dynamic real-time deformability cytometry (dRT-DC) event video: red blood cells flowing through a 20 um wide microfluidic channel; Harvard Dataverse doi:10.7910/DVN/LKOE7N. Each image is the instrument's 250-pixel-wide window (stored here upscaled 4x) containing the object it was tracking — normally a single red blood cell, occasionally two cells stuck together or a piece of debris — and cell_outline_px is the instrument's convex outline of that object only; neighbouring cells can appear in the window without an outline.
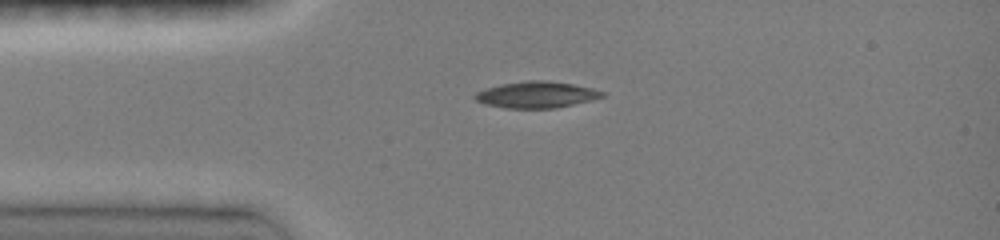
{"species": "common noctule bat (a hibernating species)", "species_latin": "Nyctalus noctula", "temperature_condition": "room temperature", "stored_images_in_passage": 31, "camera_frame_rate_fps": 3000, "um_per_image_px": 0.085, "animal": {"sex": "female", "body_mass_g": 19.0, "forearm_length_mm": 51.5}, "frame": {"image": 1, "passage_image": 6, "time_ms": 1.667, "image_size_px": [1000, 240], "cell_outline_px": [[604, 96], [592, 100], [556, 108], [504, 108], [484, 104], [476, 100], [472, 96], [476, 92], [484, 88], [500, 84], [528, 80], [544, 80], [572, 84], [592, 88], [604, 92]], "centroid_in_image_um": [45.55, 8.05], "position_along_channel_um": 39.4, "area_um2": 19.65}}
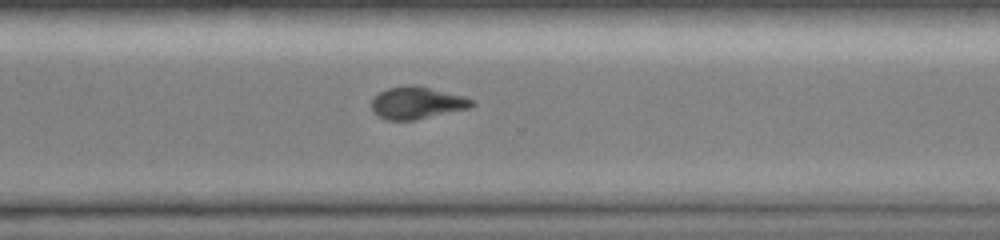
{"frame": {"image": 2, "passage_image": 22, "time_ms": 7.0, "image_size_px": [1000, 240], "cell_outline_px": [[476, 104], [468, 108], [416, 120], [388, 120], [380, 116], [372, 108], [372, 100], [380, 92], [388, 88], [408, 84], [416, 84], [464, 96], [476, 100]], "centroid_in_image_um": [35.49, 8.72], "position_along_channel_um": 335.1, "area_um2": 18.79}}
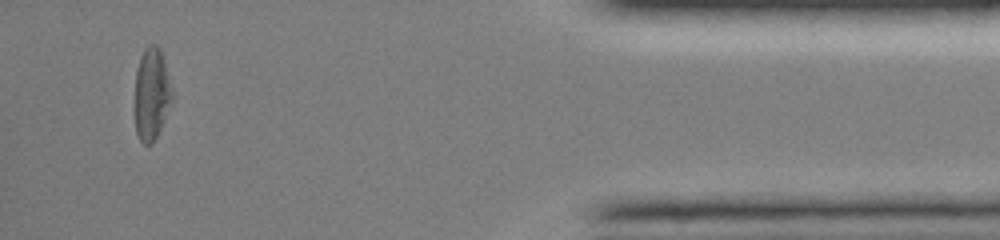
{"frame": {"image": 3, "passage_image": 29, "time_ms": 9.333, "image_size_px": [1000, 240], "cell_outline_px": [[172, 100], [160, 128], [152, 144], [144, 144], [140, 140], [136, 132], [136, 68], [140, 56], [144, 48], [148, 44], [156, 44], [160, 48], [172, 88]], "centroid_in_image_um": [12.88, 7.94], "position_along_channel_um": 422.3, "area_um2": 19.71}}